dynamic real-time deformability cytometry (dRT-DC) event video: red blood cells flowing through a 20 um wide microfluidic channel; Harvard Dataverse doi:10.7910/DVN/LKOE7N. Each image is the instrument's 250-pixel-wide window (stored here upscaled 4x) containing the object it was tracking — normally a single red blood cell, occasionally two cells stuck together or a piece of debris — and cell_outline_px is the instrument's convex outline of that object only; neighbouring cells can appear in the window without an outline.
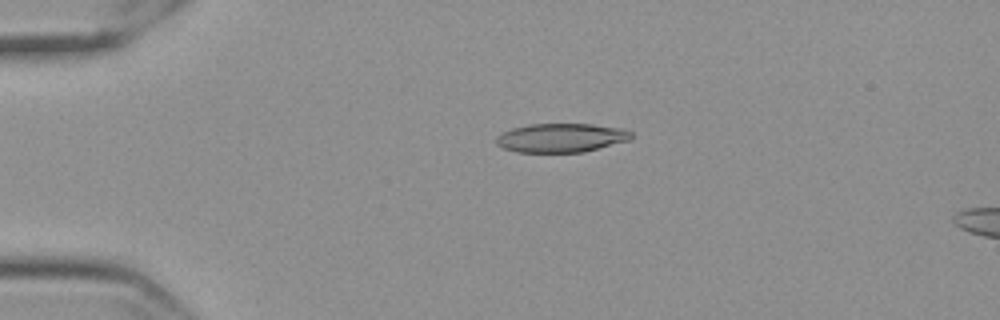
{"species": "Egyptian fruit bat (a non-hibernating species)", "species_latin": "Rousettus aegyptiacus", "temperature_condition": "cold", "stored_images_in_passage": 6, "camera_frame_rate_fps": 3000, "um_per_image_px": 0.085, "frame": {"image": 1, "passage_image": 1, "time_ms": 0.0, "image_size_px": [1000, 320], "cell_outline_px": [[632, 136], [628, 140], [584, 152], [516, 152], [504, 148], [496, 144], [496, 136], [512, 128], [528, 124], [592, 124], [624, 128], [632, 132]], "centroid_in_image_um": [47.69, 11.71], "position_along_channel_um": 37.3, "area_um2": 22.72}}